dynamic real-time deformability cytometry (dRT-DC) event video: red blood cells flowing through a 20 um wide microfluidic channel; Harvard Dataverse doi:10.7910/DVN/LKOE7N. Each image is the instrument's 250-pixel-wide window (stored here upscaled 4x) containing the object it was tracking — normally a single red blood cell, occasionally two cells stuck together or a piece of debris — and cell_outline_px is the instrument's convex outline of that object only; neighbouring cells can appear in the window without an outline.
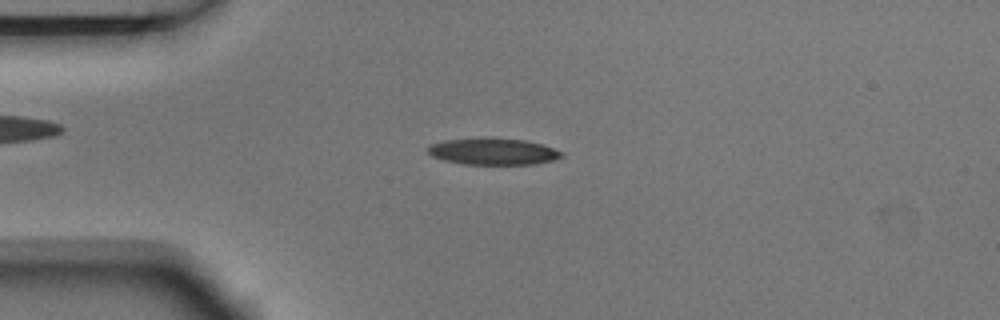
{"species": "Egyptian fruit bat (a non-hibernating species)", "species_latin": "Rousettus aegyptiacus", "temperature_condition": "room temperature", "stored_images_in_passage": 4, "camera_frame_rate_fps": 3000, "um_per_image_px": 0.085, "animal": {"sex": "male"}, "frame": {"image": 1, "passage_image": 3, "time_ms": 0.667, "image_size_px": [1000, 320], "cell_outline_px": [[564, 156], [552, 160], [532, 164], [464, 164], [444, 160], [432, 156], [428, 152], [428, 148], [432, 144], [444, 140], [524, 140], [540, 144], [564, 152]], "centroid_in_image_um": [41.94, 12.92], "position_along_channel_um": 43.1, "area_um2": 19.71}}